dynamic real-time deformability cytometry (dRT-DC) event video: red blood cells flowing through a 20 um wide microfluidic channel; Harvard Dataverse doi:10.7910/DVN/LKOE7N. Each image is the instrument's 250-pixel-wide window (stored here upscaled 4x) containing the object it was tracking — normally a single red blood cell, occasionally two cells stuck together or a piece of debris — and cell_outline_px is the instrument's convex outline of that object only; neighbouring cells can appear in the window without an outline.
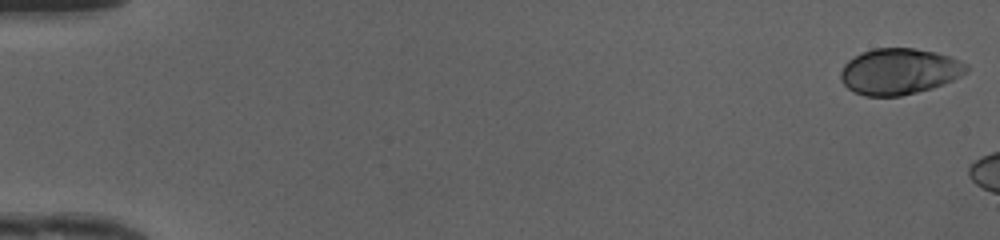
{"species": "human", "species_latin": "Homo sapiens", "temperature_condition": "cold", "stored_images_in_passage": 8, "camera_frame_rate_fps": 3000, "um_per_image_px": 0.085, "donor": {"sex": "female"}, "frame": {"image": 1, "passage_image": 1, "time_ms": 0.0, "image_size_px": [1000, 240], "cell_outline_px": [[968, 72], [944, 84], [932, 88], [900, 96], [864, 96], [848, 88], [840, 80], [840, 72], [844, 64], [848, 60], [860, 52], [876, 48], [916, 48], [936, 52], [952, 56], [968, 64]], "centroid_in_image_um": [76.45, 6.06], "position_along_channel_um": 8.6, "area_um2": 34.04}}